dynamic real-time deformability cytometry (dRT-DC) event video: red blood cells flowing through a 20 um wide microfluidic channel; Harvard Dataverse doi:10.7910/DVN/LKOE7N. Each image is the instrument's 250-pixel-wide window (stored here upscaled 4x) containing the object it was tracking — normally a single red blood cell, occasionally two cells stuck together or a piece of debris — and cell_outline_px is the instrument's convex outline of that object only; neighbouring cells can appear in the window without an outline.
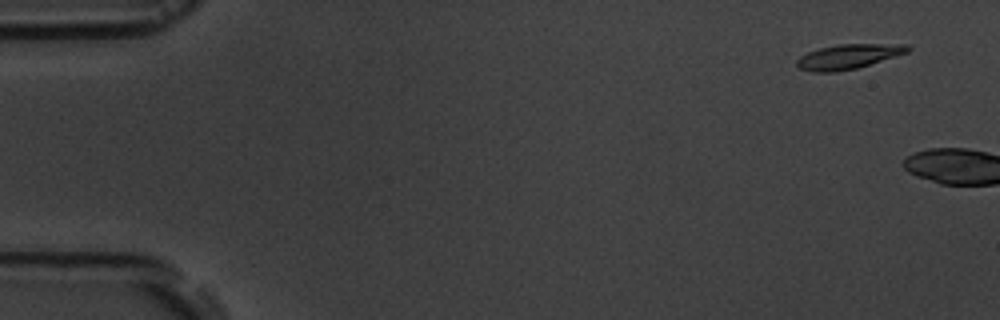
{"species": "common noctule bat (a hibernating species)", "species_latin": "Nyctalus noctula", "temperature_condition": "room temperature", "stored_images_in_passage": 3, "camera_frame_rate_fps": 3000, "um_per_image_px": 0.085, "animal": {"sex": "male", "body_mass_g": 19.5, "forearm_length_mm": 54.6}, "frame": {"image": 1, "passage_image": 2, "time_ms": 1.0, "image_size_px": [1000, 320], "cell_outline_px": [[912, 48], [908, 52], [856, 68], [836, 72], [812, 72], [800, 68], [796, 64], [796, 60], [800, 56], [808, 52], [820, 48], [840, 44], [908, 44]], "centroid_in_image_um": [72.1, 4.8], "position_along_channel_um": 12.9, "area_um2": 15.84}}